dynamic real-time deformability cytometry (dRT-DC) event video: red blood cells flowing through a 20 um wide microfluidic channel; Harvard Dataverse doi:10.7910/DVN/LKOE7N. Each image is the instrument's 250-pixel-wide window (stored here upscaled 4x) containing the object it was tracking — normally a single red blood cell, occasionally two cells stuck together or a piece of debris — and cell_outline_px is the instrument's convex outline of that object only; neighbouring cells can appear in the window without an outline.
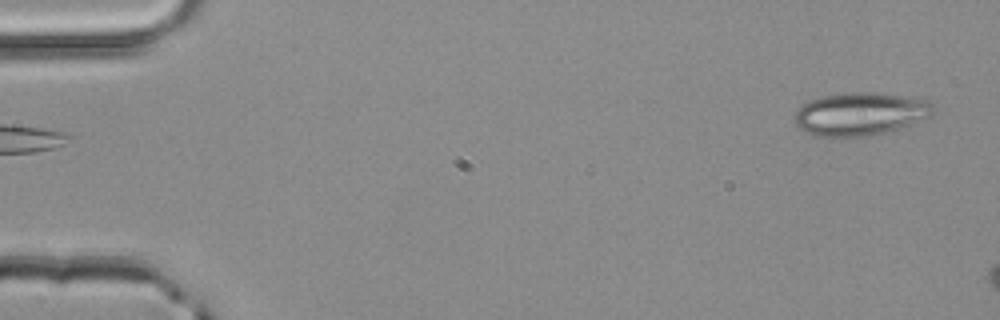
{"species": "common noctule bat (a hibernating species)", "species_latin": "Nyctalus noctula", "temperature_condition": "room temperature", "stored_images_in_passage": 2, "camera_frame_rate_fps": 3000, "um_per_image_px": 0.085, "animal": {"sex": "male", "body_mass_g": 20.4}, "frame": {"image": 1, "passage_image": 2, "time_ms": 0.333, "image_size_px": [1000, 320], "cell_outline_px": [[932, 116], [884, 132], [864, 136], [820, 136], [804, 132], [796, 128], [792, 116], [804, 104], [820, 96], [848, 92], [872, 92], [928, 100], [932, 104]], "centroid_in_image_um": [73.04, 9.68], "position_along_channel_um": 12.0, "area_um2": 34.28}}